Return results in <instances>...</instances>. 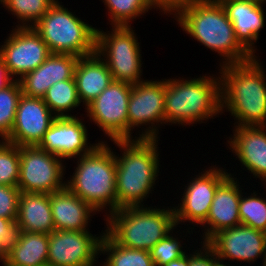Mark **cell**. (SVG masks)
I'll return each instance as SVG.
<instances>
[{
	"label": "cell",
	"instance_id": "f546056e",
	"mask_svg": "<svg viewBox=\"0 0 266 266\" xmlns=\"http://www.w3.org/2000/svg\"><path fill=\"white\" fill-rule=\"evenodd\" d=\"M257 195L258 193L254 190L249 196L246 193L241 194L238 207L239 216L241 224L266 233V198Z\"/></svg>",
	"mask_w": 266,
	"mask_h": 266
},
{
	"label": "cell",
	"instance_id": "d4e9b609",
	"mask_svg": "<svg viewBox=\"0 0 266 266\" xmlns=\"http://www.w3.org/2000/svg\"><path fill=\"white\" fill-rule=\"evenodd\" d=\"M49 234L17 231L8 245L5 266L48 265Z\"/></svg>",
	"mask_w": 266,
	"mask_h": 266
},
{
	"label": "cell",
	"instance_id": "1f68e13d",
	"mask_svg": "<svg viewBox=\"0 0 266 266\" xmlns=\"http://www.w3.org/2000/svg\"><path fill=\"white\" fill-rule=\"evenodd\" d=\"M19 169V146L0 140V185L17 186Z\"/></svg>",
	"mask_w": 266,
	"mask_h": 266
},
{
	"label": "cell",
	"instance_id": "9a60e30c",
	"mask_svg": "<svg viewBox=\"0 0 266 266\" xmlns=\"http://www.w3.org/2000/svg\"><path fill=\"white\" fill-rule=\"evenodd\" d=\"M221 261H246L254 263L263 260L266 254V233L251 226L240 224L213 235L206 242Z\"/></svg>",
	"mask_w": 266,
	"mask_h": 266
},
{
	"label": "cell",
	"instance_id": "8992f818",
	"mask_svg": "<svg viewBox=\"0 0 266 266\" xmlns=\"http://www.w3.org/2000/svg\"><path fill=\"white\" fill-rule=\"evenodd\" d=\"M169 207L120 208L107 215V227L104 231L121 246L150 251L168 233L177 228L174 208Z\"/></svg>",
	"mask_w": 266,
	"mask_h": 266
},
{
	"label": "cell",
	"instance_id": "836d02e7",
	"mask_svg": "<svg viewBox=\"0 0 266 266\" xmlns=\"http://www.w3.org/2000/svg\"><path fill=\"white\" fill-rule=\"evenodd\" d=\"M20 195L17 186L0 185V218L16 222Z\"/></svg>",
	"mask_w": 266,
	"mask_h": 266
},
{
	"label": "cell",
	"instance_id": "3957f363",
	"mask_svg": "<svg viewBox=\"0 0 266 266\" xmlns=\"http://www.w3.org/2000/svg\"><path fill=\"white\" fill-rule=\"evenodd\" d=\"M173 18L186 34L221 56L220 67L253 58L238 42L232 22L218 0H199Z\"/></svg>",
	"mask_w": 266,
	"mask_h": 266
},
{
	"label": "cell",
	"instance_id": "52a82bcc",
	"mask_svg": "<svg viewBox=\"0 0 266 266\" xmlns=\"http://www.w3.org/2000/svg\"><path fill=\"white\" fill-rule=\"evenodd\" d=\"M33 28L51 54L84 57L95 53L96 28L73 14L58 0Z\"/></svg>",
	"mask_w": 266,
	"mask_h": 266
},
{
	"label": "cell",
	"instance_id": "9c48e42d",
	"mask_svg": "<svg viewBox=\"0 0 266 266\" xmlns=\"http://www.w3.org/2000/svg\"><path fill=\"white\" fill-rule=\"evenodd\" d=\"M20 169L17 187L20 192L45 193L66 187L64 161L36 146L19 147Z\"/></svg>",
	"mask_w": 266,
	"mask_h": 266
},
{
	"label": "cell",
	"instance_id": "5b68a950",
	"mask_svg": "<svg viewBox=\"0 0 266 266\" xmlns=\"http://www.w3.org/2000/svg\"><path fill=\"white\" fill-rule=\"evenodd\" d=\"M107 143L101 140L89 154L77 158V167L66 181V187L97 213L108 209L106 216L116 211V159Z\"/></svg>",
	"mask_w": 266,
	"mask_h": 266
},
{
	"label": "cell",
	"instance_id": "5bb4252c",
	"mask_svg": "<svg viewBox=\"0 0 266 266\" xmlns=\"http://www.w3.org/2000/svg\"><path fill=\"white\" fill-rule=\"evenodd\" d=\"M100 236L86 231L55 230L49 234L48 266H96ZM97 236V237H96ZM97 262V263H96Z\"/></svg>",
	"mask_w": 266,
	"mask_h": 266
},
{
	"label": "cell",
	"instance_id": "60d3db41",
	"mask_svg": "<svg viewBox=\"0 0 266 266\" xmlns=\"http://www.w3.org/2000/svg\"><path fill=\"white\" fill-rule=\"evenodd\" d=\"M213 266H231V265H230V264H227L226 262H225V264H224V261H221V260L217 259V260L214 262Z\"/></svg>",
	"mask_w": 266,
	"mask_h": 266
},
{
	"label": "cell",
	"instance_id": "6da1fadb",
	"mask_svg": "<svg viewBox=\"0 0 266 266\" xmlns=\"http://www.w3.org/2000/svg\"><path fill=\"white\" fill-rule=\"evenodd\" d=\"M259 60L253 57L219 69L221 110L230 112L234 126H266V71Z\"/></svg>",
	"mask_w": 266,
	"mask_h": 266
},
{
	"label": "cell",
	"instance_id": "8d00e7d4",
	"mask_svg": "<svg viewBox=\"0 0 266 266\" xmlns=\"http://www.w3.org/2000/svg\"><path fill=\"white\" fill-rule=\"evenodd\" d=\"M17 233L16 222L11 219L0 218V240H5L9 245Z\"/></svg>",
	"mask_w": 266,
	"mask_h": 266
},
{
	"label": "cell",
	"instance_id": "ffe728a7",
	"mask_svg": "<svg viewBox=\"0 0 266 266\" xmlns=\"http://www.w3.org/2000/svg\"><path fill=\"white\" fill-rule=\"evenodd\" d=\"M78 59L79 57L71 54H50L37 69L18 80L22 94L43 98L53 84L74 78Z\"/></svg>",
	"mask_w": 266,
	"mask_h": 266
},
{
	"label": "cell",
	"instance_id": "4dcf8cb0",
	"mask_svg": "<svg viewBox=\"0 0 266 266\" xmlns=\"http://www.w3.org/2000/svg\"><path fill=\"white\" fill-rule=\"evenodd\" d=\"M22 95L19 81L0 90V138L5 140L12 132L16 110Z\"/></svg>",
	"mask_w": 266,
	"mask_h": 266
},
{
	"label": "cell",
	"instance_id": "d6a6232c",
	"mask_svg": "<svg viewBox=\"0 0 266 266\" xmlns=\"http://www.w3.org/2000/svg\"><path fill=\"white\" fill-rule=\"evenodd\" d=\"M173 231L174 229L149 251L155 266H164L187 253L185 249L183 250L182 240L179 241V238L175 234L172 236L171 233Z\"/></svg>",
	"mask_w": 266,
	"mask_h": 266
},
{
	"label": "cell",
	"instance_id": "30bf717a",
	"mask_svg": "<svg viewBox=\"0 0 266 266\" xmlns=\"http://www.w3.org/2000/svg\"><path fill=\"white\" fill-rule=\"evenodd\" d=\"M164 103L165 79L144 80L132 86L127 110L128 140H133L131 134L135 127L144 125L147 127H142L143 131L134 139H159L158 129L164 124Z\"/></svg>",
	"mask_w": 266,
	"mask_h": 266
},
{
	"label": "cell",
	"instance_id": "f1b7e54d",
	"mask_svg": "<svg viewBox=\"0 0 266 266\" xmlns=\"http://www.w3.org/2000/svg\"><path fill=\"white\" fill-rule=\"evenodd\" d=\"M108 11L112 26L130 27L133 21L143 16L152 7L148 0H102Z\"/></svg>",
	"mask_w": 266,
	"mask_h": 266
},
{
	"label": "cell",
	"instance_id": "ba28073f",
	"mask_svg": "<svg viewBox=\"0 0 266 266\" xmlns=\"http://www.w3.org/2000/svg\"><path fill=\"white\" fill-rule=\"evenodd\" d=\"M135 30L112 26V31L96 28L95 52L106 62L115 81L129 84L143 82L142 55Z\"/></svg>",
	"mask_w": 266,
	"mask_h": 266
},
{
	"label": "cell",
	"instance_id": "4316f807",
	"mask_svg": "<svg viewBox=\"0 0 266 266\" xmlns=\"http://www.w3.org/2000/svg\"><path fill=\"white\" fill-rule=\"evenodd\" d=\"M43 101L56 117H75L71 110L81 106L75 78L53 84L44 95Z\"/></svg>",
	"mask_w": 266,
	"mask_h": 266
},
{
	"label": "cell",
	"instance_id": "e575fe53",
	"mask_svg": "<svg viewBox=\"0 0 266 266\" xmlns=\"http://www.w3.org/2000/svg\"><path fill=\"white\" fill-rule=\"evenodd\" d=\"M153 9H159L164 15L174 17L184 8L191 6L199 0H148Z\"/></svg>",
	"mask_w": 266,
	"mask_h": 266
},
{
	"label": "cell",
	"instance_id": "cb8c5ba5",
	"mask_svg": "<svg viewBox=\"0 0 266 266\" xmlns=\"http://www.w3.org/2000/svg\"><path fill=\"white\" fill-rule=\"evenodd\" d=\"M16 227L17 231L44 234L55 231L50 194L21 192Z\"/></svg>",
	"mask_w": 266,
	"mask_h": 266
},
{
	"label": "cell",
	"instance_id": "74e56055",
	"mask_svg": "<svg viewBox=\"0 0 266 266\" xmlns=\"http://www.w3.org/2000/svg\"><path fill=\"white\" fill-rule=\"evenodd\" d=\"M15 80L8 73L7 67L4 61L0 58V90L7 88Z\"/></svg>",
	"mask_w": 266,
	"mask_h": 266
},
{
	"label": "cell",
	"instance_id": "7402d4cb",
	"mask_svg": "<svg viewBox=\"0 0 266 266\" xmlns=\"http://www.w3.org/2000/svg\"><path fill=\"white\" fill-rule=\"evenodd\" d=\"M50 203L55 230L86 231L89 229L90 218L96 214L87 202L67 187L51 193Z\"/></svg>",
	"mask_w": 266,
	"mask_h": 266
},
{
	"label": "cell",
	"instance_id": "7bdbcfd3",
	"mask_svg": "<svg viewBox=\"0 0 266 266\" xmlns=\"http://www.w3.org/2000/svg\"><path fill=\"white\" fill-rule=\"evenodd\" d=\"M262 262H263V263H261V264H263L262 266H266V254H265Z\"/></svg>",
	"mask_w": 266,
	"mask_h": 266
},
{
	"label": "cell",
	"instance_id": "603a6c76",
	"mask_svg": "<svg viewBox=\"0 0 266 266\" xmlns=\"http://www.w3.org/2000/svg\"><path fill=\"white\" fill-rule=\"evenodd\" d=\"M74 78L81 103L86 107L113 81L106 62L95 52L79 57Z\"/></svg>",
	"mask_w": 266,
	"mask_h": 266
},
{
	"label": "cell",
	"instance_id": "d6986e66",
	"mask_svg": "<svg viewBox=\"0 0 266 266\" xmlns=\"http://www.w3.org/2000/svg\"><path fill=\"white\" fill-rule=\"evenodd\" d=\"M227 143L244 169L266 185V126H234Z\"/></svg>",
	"mask_w": 266,
	"mask_h": 266
},
{
	"label": "cell",
	"instance_id": "7a4b0ae2",
	"mask_svg": "<svg viewBox=\"0 0 266 266\" xmlns=\"http://www.w3.org/2000/svg\"><path fill=\"white\" fill-rule=\"evenodd\" d=\"M158 139L111 141L119 147L116 155V210L141 207L154 191L159 178L160 158ZM123 152V153H122ZM122 154V155H121ZM159 159V160H158Z\"/></svg>",
	"mask_w": 266,
	"mask_h": 266
},
{
	"label": "cell",
	"instance_id": "83f0119b",
	"mask_svg": "<svg viewBox=\"0 0 266 266\" xmlns=\"http://www.w3.org/2000/svg\"><path fill=\"white\" fill-rule=\"evenodd\" d=\"M56 1L0 0V4L19 20L15 27H33Z\"/></svg>",
	"mask_w": 266,
	"mask_h": 266
},
{
	"label": "cell",
	"instance_id": "2e32d148",
	"mask_svg": "<svg viewBox=\"0 0 266 266\" xmlns=\"http://www.w3.org/2000/svg\"><path fill=\"white\" fill-rule=\"evenodd\" d=\"M82 120L76 116L56 117L37 146L63 161L89 154L100 142L87 143L88 130Z\"/></svg>",
	"mask_w": 266,
	"mask_h": 266
},
{
	"label": "cell",
	"instance_id": "8fae6325",
	"mask_svg": "<svg viewBox=\"0 0 266 266\" xmlns=\"http://www.w3.org/2000/svg\"><path fill=\"white\" fill-rule=\"evenodd\" d=\"M132 84L115 81L85 107L87 117L114 140H128V103Z\"/></svg>",
	"mask_w": 266,
	"mask_h": 266
},
{
	"label": "cell",
	"instance_id": "d590c367",
	"mask_svg": "<svg viewBox=\"0 0 266 266\" xmlns=\"http://www.w3.org/2000/svg\"><path fill=\"white\" fill-rule=\"evenodd\" d=\"M200 243L201 248L189 253V266H213L218 259L214 250L206 242Z\"/></svg>",
	"mask_w": 266,
	"mask_h": 266
},
{
	"label": "cell",
	"instance_id": "f35d334b",
	"mask_svg": "<svg viewBox=\"0 0 266 266\" xmlns=\"http://www.w3.org/2000/svg\"><path fill=\"white\" fill-rule=\"evenodd\" d=\"M164 266H189V253H185L180 258L173 260Z\"/></svg>",
	"mask_w": 266,
	"mask_h": 266
},
{
	"label": "cell",
	"instance_id": "4fadbf2b",
	"mask_svg": "<svg viewBox=\"0 0 266 266\" xmlns=\"http://www.w3.org/2000/svg\"><path fill=\"white\" fill-rule=\"evenodd\" d=\"M195 175L184 188L180 203L174 208L175 224L182 222L202 225L209 213L217 187L230 175L224 168L211 166Z\"/></svg>",
	"mask_w": 266,
	"mask_h": 266
},
{
	"label": "cell",
	"instance_id": "277c9868",
	"mask_svg": "<svg viewBox=\"0 0 266 266\" xmlns=\"http://www.w3.org/2000/svg\"><path fill=\"white\" fill-rule=\"evenodd\" d=\"M165 79L164 124L205 123L222 113L220 76Z\"/></svg>",
	"mask_w": 266,
	"mask_h": 266
},
{
	"label": "cell",
	"instance_id": "7c38bea8",
	"mask_svg": "<svg viewBox=\"0 0 266 266\" xmlns=\"http://www.w3.org/2000/svg\"><path fill=\"white\" fill-rule=\"evenodd\" d=\"M0 46V58L8 73L18 81L37 69L51 54L33 27H14Z\"/></svg>",
	"mask_w": 266,
	"mask_h": 266
},
{
	"label": "cell",
	"instance_id": "e0dca14e",
	"mask_svg": "<svg viewBox=\"0 0 266 266\" xmlns=\"http://www.w3.org/2000/svg\"><path fill=\"white\" fill-rule=\"evenodd\" d=\"M55 118L56 116L50 111L43 98L22 94L12 132L5 140L19 147L36 146Z\"/></svg>",
	"mask_w": 266,
	"mask_h": 266
},
{
	"label": "cell",
	"instance_id": "b9f144b4",
	"mask_svg": "<svg viewBox=\"0 0 266 266\" xmlns=\"http://www.w3.org/2000/svg\"><path fill=\"white\" fill-rule=\"evenodd\" d=\"M239 1H249L257 4H263L266 2V0H239Z\"/></svg>",
	"mask_w": 266,
	"mask_h": 266
},
{
	"label": "cell",
	"instance_id": "ab89813d",
	"mask_svg": "<svg viewBox=\"0 0 266 266\" xmlns=\"http://www.w3.org/2000/svg\"><path fill=\"white\" fill-rule=\"evenodd\" d=\"M8 245L9 244L5 240H0V262H2V266H5L6 263V251Z\"/></svg>",
	"mask_w": 266,
	"mask_h": 266
},
{
	"label": "cell",
	"instance_id": "484cf974",
	"mask_svg": "<svg viewBox=\"0 0 266 266\" xmlns=\"http://www.w3.org/2000/svg\"><path fill=\"white\" fill-rule=\"evenodd\" d=\"M107 255L102 266H155L150 252L115 243L105 232L100 241V255Z\"/></svg>",
	"mask_w": 266,
	"mask_h": 266
},
{
	"label": "cell",
	"instance_id": "44dd1931",
	"mask_svg": "<svg viewBox=\"0 0 266 266\" xmlns=\"http://www.w3.org/2000/svg\"><path fill=\"white\" fill-rule=\"evenodd\" d=\"M228 19L232 22L238 42L253 56L257 46L259 32L265 27L263 4L239 0H218Z\"/></svg>",
	"mask_w": 266,
	"mask_h": 266
},
{
	"label": "cell",
	"instance_id": "ac0fdd59",
	"mask_svg": "<svg viewBox=\"0 0 266 266\" xmlns=\"http://www.w3.org/2000/svg\"><path fill=\"white\" fill-rule=\"evenodd\" d=\"M231 174L217 187L207 219L200 226L204 227L202 242H207L219 231L241 224L238 207L243 189L237 177Z\"/></svg>",
	"mask_w": 266,
	"mask_h": 266
}]
</instances>
